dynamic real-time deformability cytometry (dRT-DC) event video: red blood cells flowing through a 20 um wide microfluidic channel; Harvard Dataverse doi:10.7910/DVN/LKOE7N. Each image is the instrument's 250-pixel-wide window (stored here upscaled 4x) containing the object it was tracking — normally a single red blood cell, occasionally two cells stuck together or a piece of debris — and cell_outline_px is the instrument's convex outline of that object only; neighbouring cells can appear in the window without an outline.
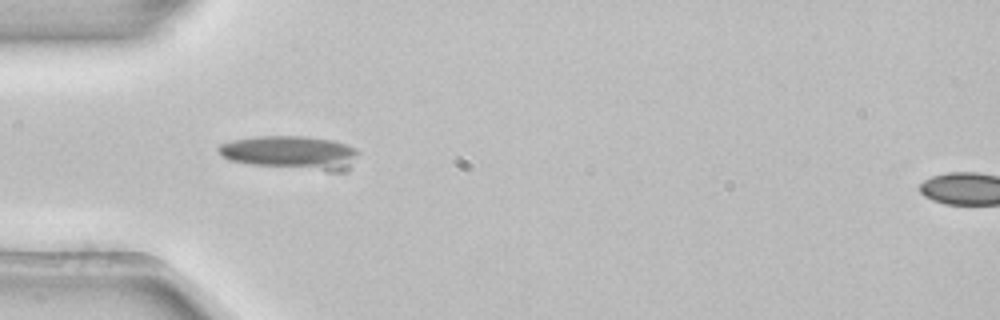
{"species": "common noctule bat (a hibernating species)", "species_latin": "Nyctalus noctula", "temperature_condition": "room temperature", "stored_images_in_passage": 23, "camera_frame_rate_fps": 3000, "um_per_image_px": 0.085, "animal": {"sex": "female", "body_mass_g": 22.7, "forearm_length_mm": 54.2}, "frame": {"image": 1, "passage_image": 1, "time_ms": 0.0, "image_size_px": [1000, 320], "cell_outline_px": [[360, 152], [352, 168], [344, 172], [328, 172], [248, 164], [228, 160], [220, 156], [216, 148], [220, 144], [232, 140], [256, 136], [308, 136], [332, 140], [356, 148]], "centroid_in_image_um": [24.75, 13.0], "position_along_channel_um": 60.2, "area_um2": 28.21}}